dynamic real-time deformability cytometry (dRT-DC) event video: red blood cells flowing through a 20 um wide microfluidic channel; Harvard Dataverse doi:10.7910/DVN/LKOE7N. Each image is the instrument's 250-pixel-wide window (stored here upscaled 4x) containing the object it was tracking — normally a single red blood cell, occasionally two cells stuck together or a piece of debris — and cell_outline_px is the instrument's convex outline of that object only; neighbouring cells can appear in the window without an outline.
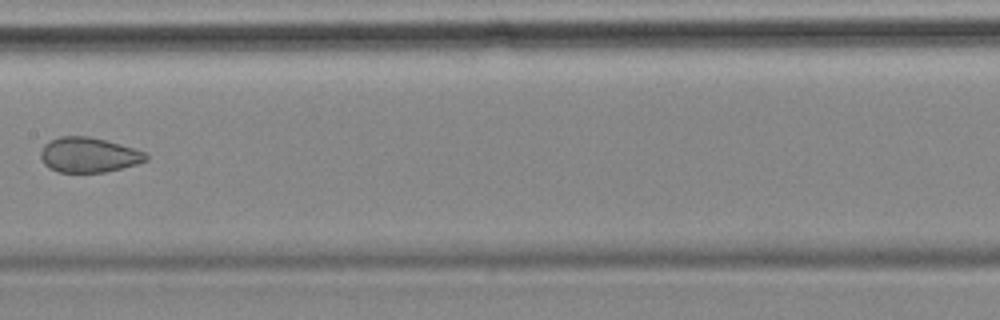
{"species": "common noctule bat (a hibernating species)", "species_latin": "Nyctalus noctula", "temperature_condition": "cold", "stored_images_in_passage": 4, "camera_frame_rate_fps": 3000, "um_per_image_px": 0.085, "animal": {"sex": "female", "body_mass_g": 18.4}, "frame": {"image": 1, "passage_image": 4, "time_ms": 3.667, "image_size_px": [1000, 320], "cell_outline_px": [[148, 160], [136, 164], [104, 172], [60, 172], [48, 168], [44, 164], [40, 156], [40, 152], [44, 144], [60, 136], [88, 136], [120, 144], [144, 152], [148, 156]], "centroid_in_image_um": [7.5, 13.17], "position_along_channel_um": 199.9, "area_um2": 21.27}}